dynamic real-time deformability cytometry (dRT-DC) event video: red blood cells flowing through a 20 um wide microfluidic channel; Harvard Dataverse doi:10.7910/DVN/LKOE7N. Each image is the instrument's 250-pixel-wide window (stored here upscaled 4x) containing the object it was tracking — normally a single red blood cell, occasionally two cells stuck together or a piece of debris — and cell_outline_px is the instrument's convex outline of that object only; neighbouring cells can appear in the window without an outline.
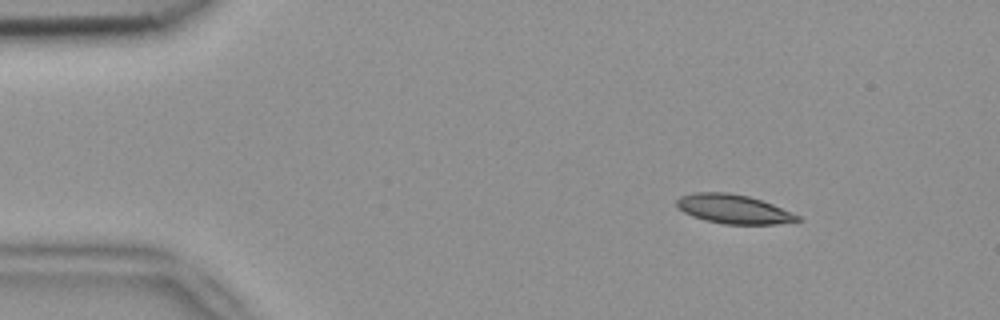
{"species": "common noctule bat (a hibernating species)", "species_latin": "Nyctalus noctula", "temperature_condition": "room temperature", "stored_images_in_passage": 3, "camera_frame_rate_fps": 3000, "um_per_image_px": 0.085, "animal": {"sex": "female", "body_mass_g": 18.4}, "frame": {"image": 1, "passage_image": 1, "time_ms": 0.0, "image_size_px": [1000, 320], "cell_outline_px": [[804, 220], [776, 224], [724, 224], [704, 220], [692, 216], [684, 212], [676, 204], [676, 200], [680, 196], [692, 192], [728, 192], [748, 196], [772, 204], [800, 216]], "centroid_in_image_um": [62.34, 17.77], "position_along_channel_um": 22.7, "area_um2": 20.46}}